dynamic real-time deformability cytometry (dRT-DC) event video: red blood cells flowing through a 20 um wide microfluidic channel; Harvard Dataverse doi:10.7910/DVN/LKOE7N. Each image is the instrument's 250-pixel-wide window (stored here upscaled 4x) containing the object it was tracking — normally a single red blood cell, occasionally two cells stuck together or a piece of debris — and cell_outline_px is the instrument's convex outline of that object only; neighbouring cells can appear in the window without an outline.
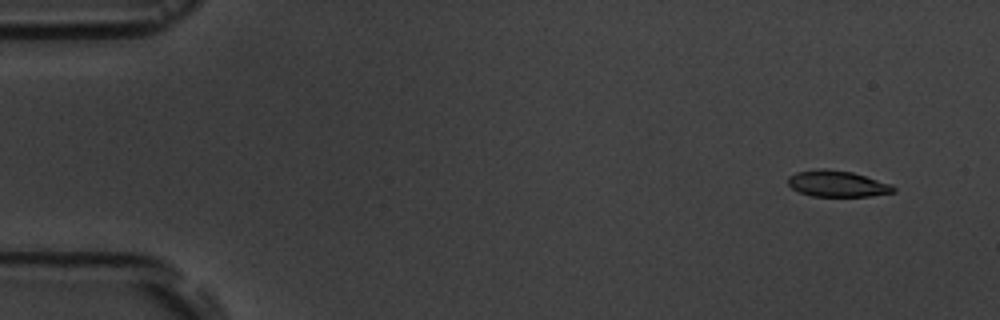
{"species": "common noctule bat (a hibernating species)", "species_latin": "Nyctalus noctula", "temperature_condition": "room temperature", "stored_images_in_passage": 5, "camera_frame_rate_fps": 3000, "um_per_image_px": 0.085, "animal": {"sex": "male", "body_mass_g": 19.5, "forearm_length_mm": 54.6}, "frame": {"image": 1, "passage_image": 1, "time_ms": 0.0, "image_size_px": [1000, 320], "cell_outline_px": [[896, 192], [872, 196], [812, 196], [800, 192], [792, 188], [788, 184], [788, 176], [796, 172], [820, 168], [824, 168], [852, 172], [892, 184], [896, 188]], "centroid_in_image_um": [71.19, 15.61], "position_along_channel_um": 13.8, "area_um2": 16.18}}
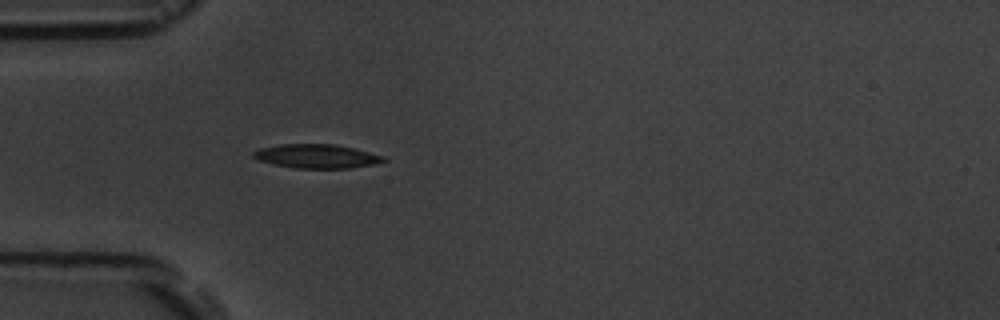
{"frame": {"image": 2, "passage_image": 5, "time_ms": 4.333, "image_size_px": [1000, 320], "cell_outline_px": [[388, 160], [376, 164], [348, 168], [292, 168], [272, 164], [260, 160], [252, 156], [252, 152], [260, 148], [280, 144], [336, 144], [384, 156]], "centroid_in_image_um": [26.91, 13.28], "position_along_channel_um": 58.1, "area_um2": 18.15}}